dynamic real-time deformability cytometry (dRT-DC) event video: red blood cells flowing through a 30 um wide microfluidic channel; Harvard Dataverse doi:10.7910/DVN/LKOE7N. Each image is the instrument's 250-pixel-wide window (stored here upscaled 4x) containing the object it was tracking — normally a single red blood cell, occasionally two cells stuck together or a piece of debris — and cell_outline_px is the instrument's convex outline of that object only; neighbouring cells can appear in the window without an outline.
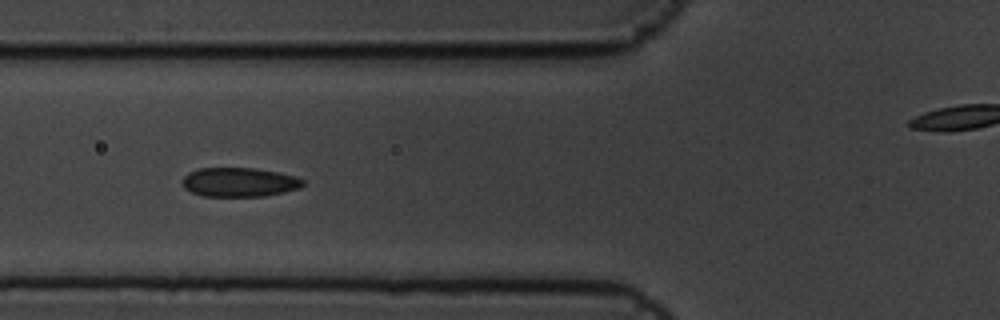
{"species": "common noctule bat (a hibernating species)", "species_latin": "Nyctalus noctula", "temperature_condition": "cold", "stored_images_in_passage": 7, "segment_of_instrument_passage": [1, 2], "camera_frame_rate_fps": 3000, "um_per_image_px": 0.085, "animal": {"sex": "male", "body_mass_g": 19.5, "forearm_length_mm": 54.6}, "frame": {"image": 1, "passage_image": 5, "time_ms": 1.333, "image_size_px": [1000, 320], "cell_outline_px": [[304, 184], [300, 188], [284, 192], [264, 196], [204, 196], [192, 192], [184, 188], [180, 180], [188, 172], [196, 168], [256, 168], [276, 172], [292, 176], [304, 180]], "centroid_in_image_um": [20.29, 15.48], "position_along_channel_um": 105.5, "area_um2": 20.52}}
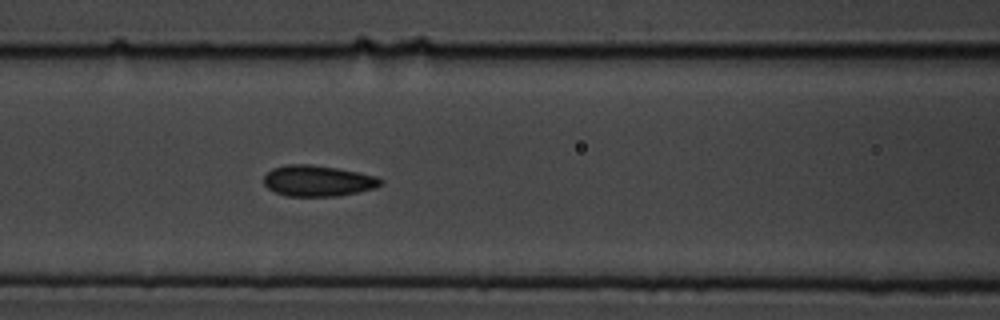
{"frame": {"image": 2, "passage_image": 6, "time_ms": 1.667, "image_size_px": [1000, 320], "cell_outline_px": [[384, 184], [376, 188], [336, 196], [288, 196], [276, 192], [268, 188], [264, 184], [264, 176], [272, 168], [284, 164], [312, 164], [360, 172], [376, 176], [384, 180]], "centroid_in_image_um": [27.04, 15.36], "position_along_channel_um": 139.6, "area_um2": 21.21}}